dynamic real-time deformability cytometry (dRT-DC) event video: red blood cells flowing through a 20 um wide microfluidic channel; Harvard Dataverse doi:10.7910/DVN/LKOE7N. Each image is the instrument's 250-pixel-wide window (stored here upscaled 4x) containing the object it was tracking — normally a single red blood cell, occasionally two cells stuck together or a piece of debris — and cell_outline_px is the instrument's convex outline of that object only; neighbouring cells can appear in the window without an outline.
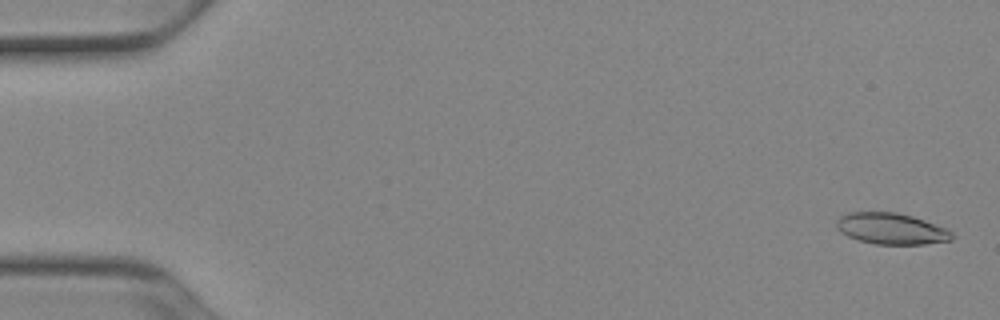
{"species": "Egyptian fruit bat (a non-hibernating species)", "species_latin": "Rousettus aegyptiacus", "temperature_condition": "cold", "stored_images_in_passage": 52, "camera_frame_rate_fps": 3000, "um_per_image_px": 0.085, "animal": {"sex": "female"}, "frame": {"image": 1, "passage_image": 2, "time_ms": 0.333, "image_size_px": [1000, 320], "cell_outline_px": [[952, 240], [924, 244], [876, 244], [860, 240], [848, 236], [840, 232], [836, 228], [836, 220], [840, 216], [848, 212], [896, 212], [912, 216], [948, 228], [952, 232]], "centroid_in_image_um": [75.75, 19.43], "position_along_channel_um": 9.3, "area_um2": 21.04}}
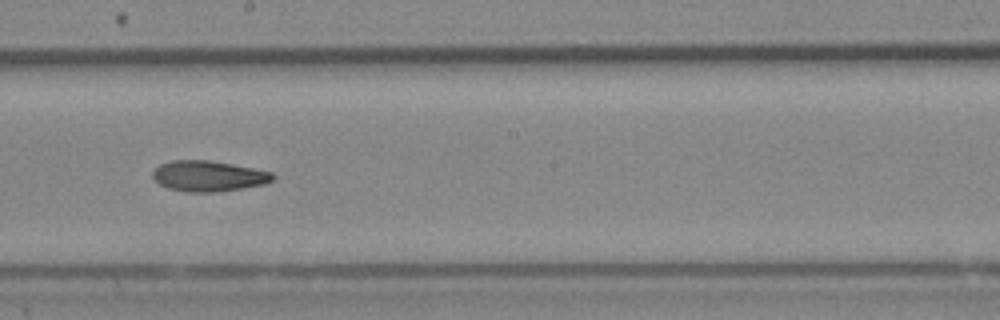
{"frame": {"image": 2, "passage_image": 30, "time_ms": 9.667, "image_size_px": [1000, 320], "cell_outline_px": [[276, 176], [272, 180], [264, 184], [244, 188], [216, 192], [184, 192], [168, 188], [160, 184], [152, 176], [152, 172], [160, 164], [172, 160], [208, 160], [232, 164], [272, 172]], "centroid_in_image_um": [17.72, 14.97], "position_along_channel_um": 230.5, "area_um2": 21.44}}
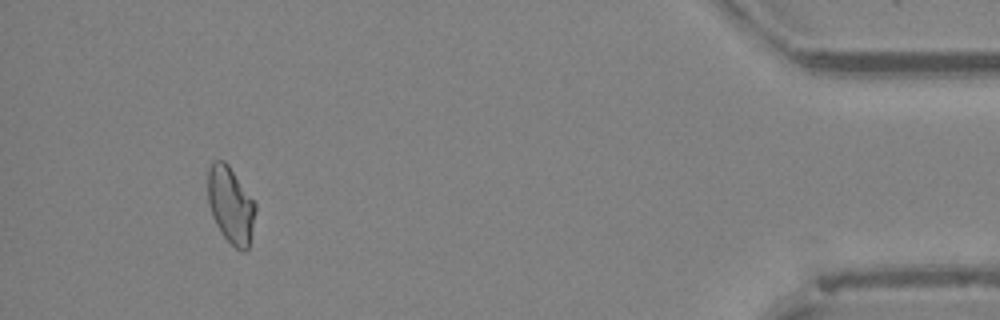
{"frame": {"image": 3, "passage_image": 49, "time_ms": 16.0, "image_size_px": [1000, 320], "cell_outline_px": [[256, 208], [248, 248], [244, 252], [236, 248], [224, 236], [216, 224], [212, 216], [208, 204], [208, 168], [212, 160], [224, 160], [228, 164], [256, 204]], "centroid_in_image_um": [19.59, 17.39], "position_along_channel_um": 415.6, "area_um2": 21.04}, "authors_computed_cell_mechanics": {"area_um2": 21.2704, "velocity_mm_per_s": 3.9233, "shape_relaxation_time_tau1_ms": null, "shape_relaxation_time_tau2_ms": 7.719, "deformation_change_tau1": null, "deformation_change_tau2": 0.1457}}